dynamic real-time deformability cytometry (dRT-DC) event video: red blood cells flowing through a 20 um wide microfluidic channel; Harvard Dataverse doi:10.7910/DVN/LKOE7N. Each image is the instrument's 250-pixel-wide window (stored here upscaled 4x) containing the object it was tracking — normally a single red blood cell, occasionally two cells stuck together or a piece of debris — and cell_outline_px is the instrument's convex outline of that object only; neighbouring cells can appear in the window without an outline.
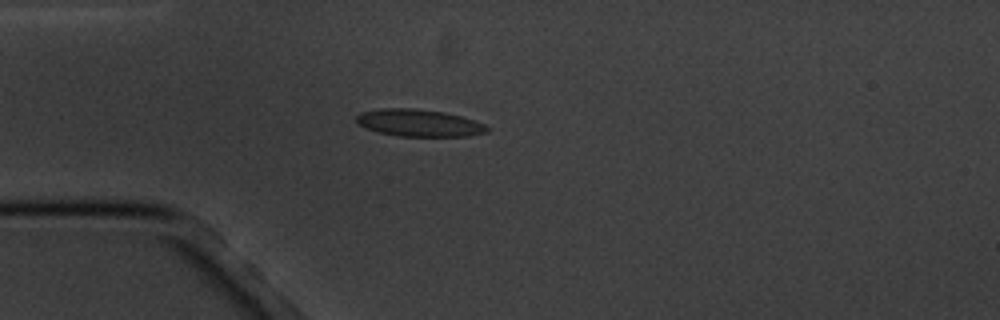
{"species": "common noctule bat (a hibernating species)", "species_latin": "Nyctalus noctula", "temperature_condition": "cold", "stored_images_in_passage": 4, "camera_frame_rate_fps": 3000, "um_per_image_px": 0.085, "animal": {"sex": "male", "body_mass_g": 20.1, "forearm_length_mm": 53.5}, "frame": {"image": 1, "passage_image": 4, "time_ms": 4.333, "image_size_px": [1000, 320], "cell_outline_px": [[488, 132], [468, 136], [396, 136], [380, 132], [356, 124], [356, 116], [360, 112], [380, 108], [412, 108], [444, 112], [460, 116], [484, 124], [488, 128]], "centroid_in_image_um": [35.58, 10.44], "position_along_channel_um": 49.4, "area_um2": 20.58}}